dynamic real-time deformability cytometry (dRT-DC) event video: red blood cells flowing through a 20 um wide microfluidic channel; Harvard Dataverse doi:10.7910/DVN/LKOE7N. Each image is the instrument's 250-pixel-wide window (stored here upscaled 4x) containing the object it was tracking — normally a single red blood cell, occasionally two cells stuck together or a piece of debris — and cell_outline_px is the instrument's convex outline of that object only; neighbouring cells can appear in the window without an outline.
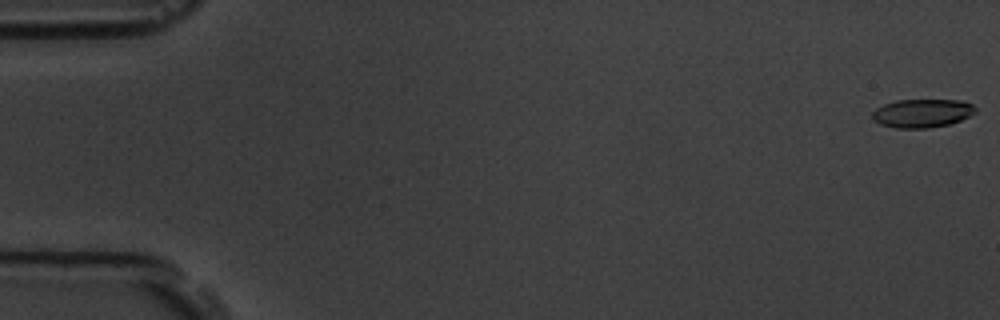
{"species": "common noctule bat (a hibernating species)", "species_latin": "Nyctalus noctula", "temperature_condition": "room temperature", "stored_images_in_passage": 7, "camera_frame_rate_fps": 3000, "um_per_image_px": 0.085, "animal": {"sex": "male", "body_mass_g": 19.5, "forearm_length_mm": 54.6}, "frame": {"image": 1, "passage_image": 1, "time_ms": 0.0, "image_size_px": [1000, 320], "cell_outline_px": [[976, 112], [960, 120], [948, 124], [928, 128], [896, 128], [880, 124], [872, 120], [872, 112], [876, 108], [884, 104], [896, 100], [960, 100], [972, 104], [976, 108]], "centroid_in_image_um": [78.35, 9.62], "position_along_channel_um": 6.6, "area_um2": 17.11}}
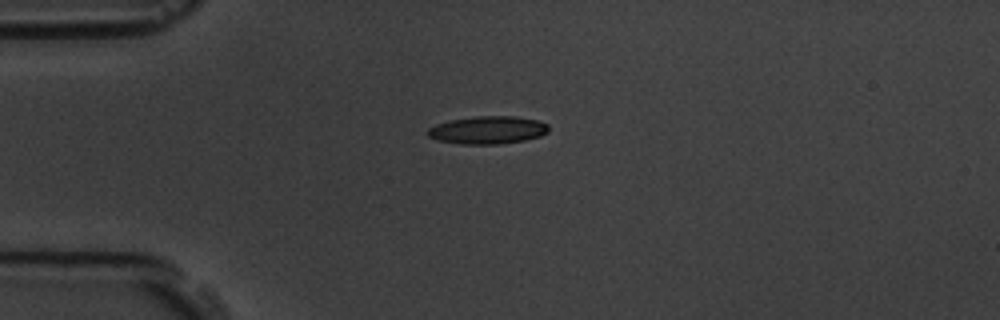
{"frame": {"image": 2, "passage_image": 5, "time_ms": 4.667, "image_size_px": [1000, 320], "cell_outline_px": [[548, 132], [540, 136], [524, 140], [500, 144], [460, 144], [440, 140], [428, 136], [424, 132], [428, 128], [436, 124], [448, 120], [476, 116], [512, 116], [540, 120], [548, 124]], "centroid_in_image_um": [41.45, 11.04], "position_along_channel_um": 43.6, "area_um2": 19.71}}
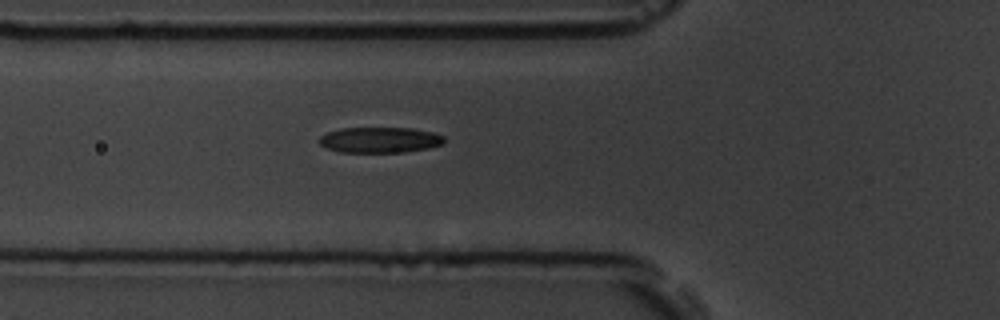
{"frame": {"image": 3, "passage_image": 7, "time_ms": 6.667, "image_size_px": [1000, 320], "cell_outline_px": [[444, 144], [428, 148], [404, 152], [340, 152], [328, 148], [320, 144], [320, 136], [328, 132], [340, 128], [412, 128], [432, 132], [444, 136]], "centroid_in_image_um": [32.31, 11.89], "position_along_channel_um": 93.5, "area_um2": 18.61}}